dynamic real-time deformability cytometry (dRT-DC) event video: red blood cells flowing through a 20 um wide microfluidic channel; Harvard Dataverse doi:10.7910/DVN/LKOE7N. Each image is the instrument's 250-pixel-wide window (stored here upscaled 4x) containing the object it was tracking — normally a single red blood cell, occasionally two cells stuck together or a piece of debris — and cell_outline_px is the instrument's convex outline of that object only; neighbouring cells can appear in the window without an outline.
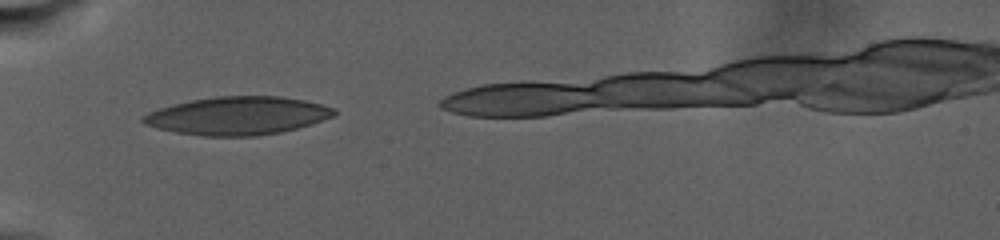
{"species": "human", "species_latin": "Homo sapiens", "temperature_condition": "warm", "stored_images_in_passage": 9, "camera_frame_rate_fps": 3000, "um_per_image_px": 0.085, "donor": {"sex": "male"}, "frame": {"image": 1, "passage_image": 1, "time_ms": 0.0, "image_size_px": [1000, 240], "cell_outline_px": [[336, 116], [296, 128], [280, 132], [256, 136], [204, 136], [176, 132], [156, 128], [144, 124], [140, 120], [140, 116], [148, 112], [172, 104], [192, 100], [216, 96], [280, 96], [304, 100], [336, 108]], "centroid_in_image_um": [20.18, 9.83], "position_along_channel_um": 64.8, "area_um2": 42.48}}
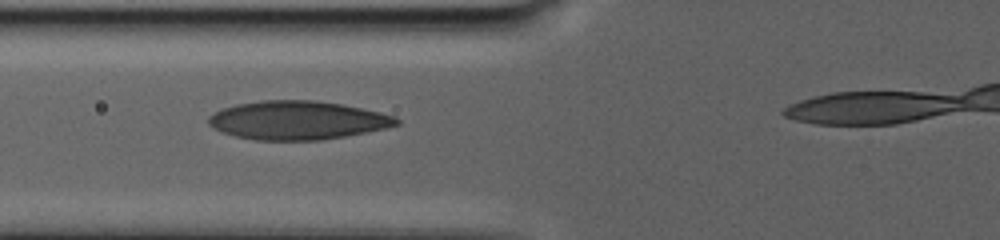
{"frame": {"image": 2, "passage_image": 8, "time_ms": 2.0, "image_size_px": [1000, 240], "cell_outline_px": [[400, 124], [384, 128], [344, 136], [320, 140], [256, 140], [236, 136], [220, 132], [208, 124], [208, 116], [224, 108], [236, 104], [260, 100], [316, 100], [340, 104], [380, 112], [396, 116], [400, 120]], "centroid_in_image_um": [25.27, 10.22], "position_along_channel_um": 100.5, "area_um2": 42.14}}